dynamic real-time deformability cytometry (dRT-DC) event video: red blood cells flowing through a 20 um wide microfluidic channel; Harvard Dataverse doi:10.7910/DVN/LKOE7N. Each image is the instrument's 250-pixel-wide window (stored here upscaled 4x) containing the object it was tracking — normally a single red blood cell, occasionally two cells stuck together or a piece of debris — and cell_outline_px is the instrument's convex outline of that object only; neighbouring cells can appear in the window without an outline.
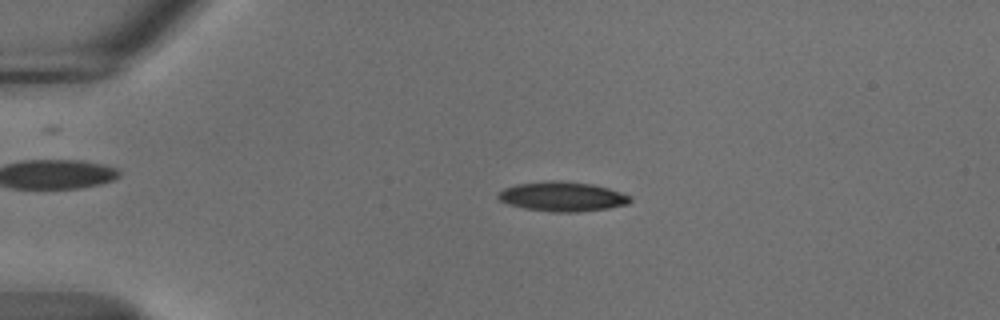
{"species": "common noctule bat (a hibernating species)", "species_latin": "Nyctalus noctula", "temperature_condition": "cold", "stored_images_in_passage": 54, "camera_frame_rate_fps": 3000, "um_per_image_px": 0.085, "animal": {"sex": "male", "body_mass_g": 18.8}, "frame": {"image": 1, "passage_image": 12, "time_ms": 3.667, "image_size_px": [1000, 320], "cell_outline_px": [[632, 200], [628, 204], [608, 208], [576, 212], [552, 212], [524, 208], [508, 204], [500, 200], [496, 196], [496, 192], [504, 188], [516, 184], [548, 180], [560, 180], [592, 184], [608, 188], [632, 196]], "centroid_in_image_um": [47.78, 16.7], "position_along_channel_um": 37.2, "area_um2": 22.95}}
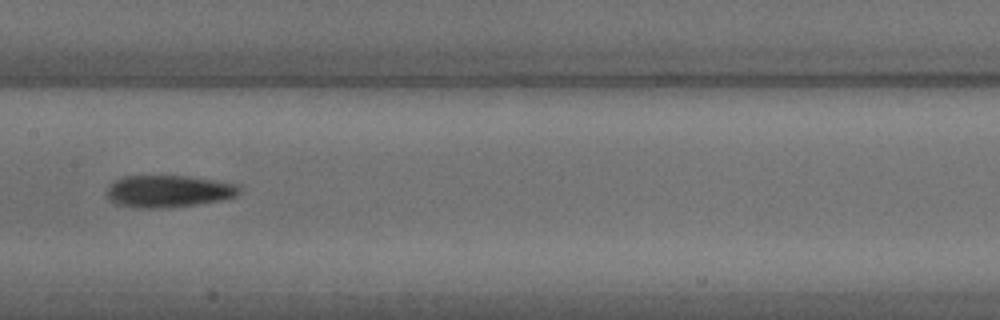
{"frame": {"image": 2, "passage_image": 28, "time_ms": 9.0, "image_size_px": [1000, 320], "cell_outline_px": [[240, 192], [236, 196], [224, 200], [196, 204], [160, 208], [140, 208], [116, 204], [108, 200], [108, 188], [116, 180], [124, 176], [188, 176], [236, 184], [240, 188]], "centroid_in_image_um": [14.33, 16.26], "position_along_channel_um": 193.1, "area_um2": 24.57}}
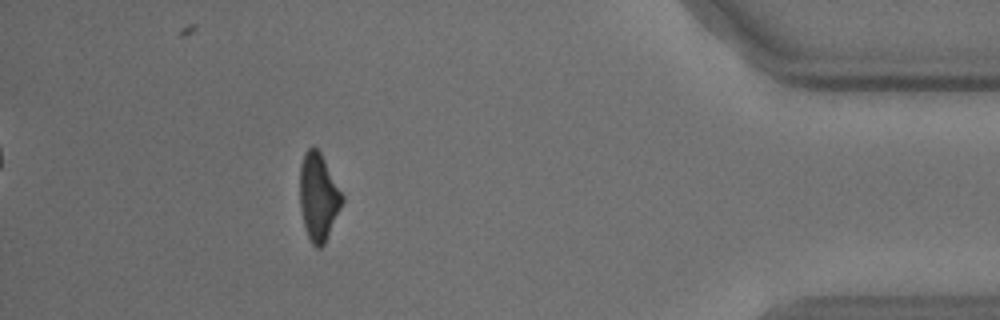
{"frame": {"image": 3, "passage_image": 49, "time_ms": 16.0, "image_size_px": [1000, 320], "cell_outline_px": [[344, 200], [324, 244], [320, 248], [316, 248], [312, 244], [308, 236], [304, 224], [300, 208], [300, 164], [304, 152], [308, 148], [316, 148], [320, 152], [344, 196]], "centroid_in_image_um": [27.06, 16.73], "position_along_channel_um": 408.1, "area_um2": 21.33}, "authors_computed_cell_mechanics": {"area_um2": 22.8888, "velocity_mm_per_s": 3.7058, "shape_relaxation_time_tau1_ms": 10.1144, "shape_relaxation_time_tau2_ms": 9.828, "deformation_change_tau1": 0.2129, "deformation_change_tau2": 0.1985}}